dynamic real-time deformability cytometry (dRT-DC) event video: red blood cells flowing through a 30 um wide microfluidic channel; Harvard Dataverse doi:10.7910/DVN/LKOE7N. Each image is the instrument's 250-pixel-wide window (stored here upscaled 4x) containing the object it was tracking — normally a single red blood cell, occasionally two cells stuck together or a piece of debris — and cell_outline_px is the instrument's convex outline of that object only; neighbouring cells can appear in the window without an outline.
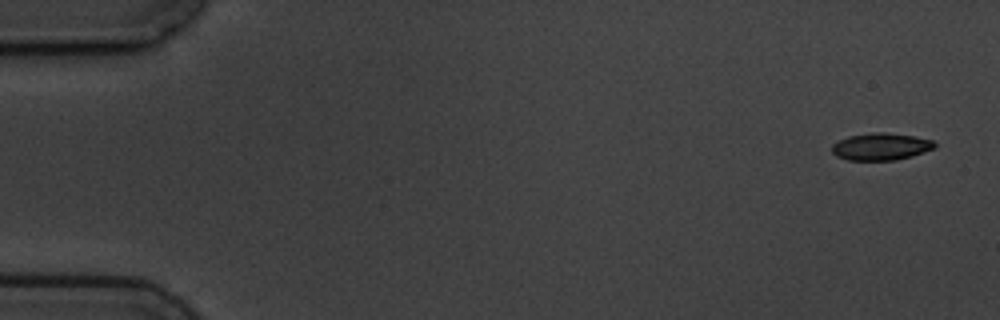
{"species": "common noctule bat (a hibernating species)", "species_latin": "Nyctalus noctula", "temperature_condition": "cold", "stored_images_in_passage": 3, "camera_frame_rate_fps": 3000, "um_per_image_px": 0.085, "animal": {"sex": "male", "body_mass_g": 19.5, "forearm_length_mm": 54.6}, "frame": {"image": 1, "passage_image": 1, "time_ms": 0.0, "image_size_px": [1000, 320], "cell_outline_px": [[936, 148], [912, 156], [896, 160], [848, 160], [836, 156], [832, 152], [832, 144], [848, 136], [876, 132], [884, 132], [912, 136], [932, 140], [936, 144]], "centroid_in_image_um": [74.88, 12.47], "position_along_channel_um": 10.1, "area_um2": 16.18}}